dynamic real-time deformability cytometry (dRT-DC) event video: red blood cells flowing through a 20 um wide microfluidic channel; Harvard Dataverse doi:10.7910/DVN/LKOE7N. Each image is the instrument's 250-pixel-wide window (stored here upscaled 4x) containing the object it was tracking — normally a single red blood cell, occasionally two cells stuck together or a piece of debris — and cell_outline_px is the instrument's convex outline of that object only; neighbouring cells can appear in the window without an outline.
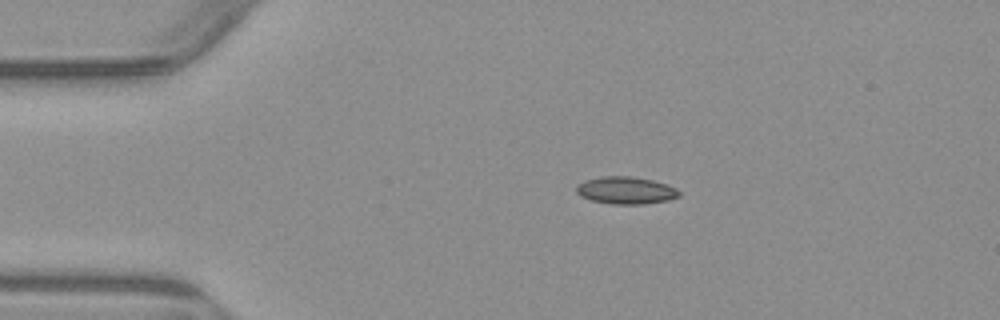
{"species": "common noctule bat (a hibernating species)", "species_latin": "Nyctalus noctula", "temperature_condition": "warm", "stored_images_in_passage": 5, "camera_frame_rate_fps": 3000, "um_per_image_px": 0.085, "animal": {"sex": "male", "body_mass_g": 23.1, "forearm_length_mm": 52.7}, "frame": {"image": 1, "passage_image": 2, "time_ms": 1.0, "image_size_px": [1000, 320], "cell_outline_px": [[680, 196], [668, 200], [644, 204], [612, 204], [592, 200], [580, 196], [576, 192], [576, 184], [584, 180], [604, 176], [632, 176], [652, 180], [668, 184], [676, 188], [680, 192]], "centroid_in_image_um": [53.19, 16.17], "position_along_channel_um": 31.8, "area_um2": 16.47}}
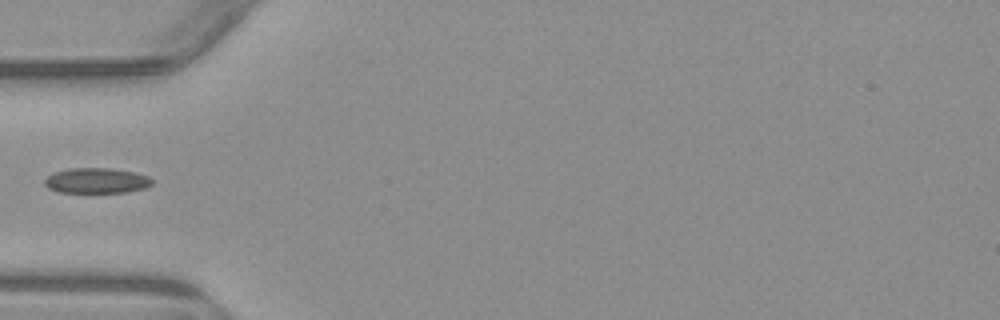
{"frame": {"image": 2, "passage_image": 4, "time_ms": 3.333, "image_size_px": [1000, 320], "cell_outline_px": [[152, 184], [144, 188], [124, 192], [60, 192], [48, 188], [44, 184], [44, 180], [52, 172], [68, 168], [112, 168], [132, 172], [148, 176], [152, 180]], "centroid_in_image_um": [8.16, 15.34], "position_along_channel_um": 76.8, "area_um2": 15.78}}
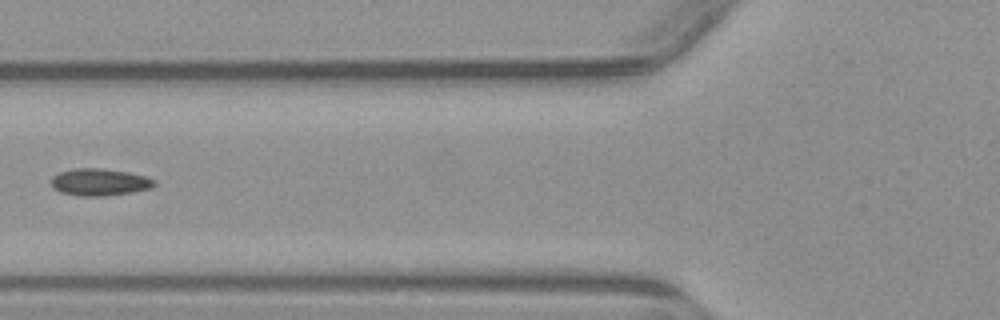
{"frame": {"image": 3, "passage_image": 5, "time_ms": 4.333, "image_size_px": [1000, 320], "cell_outline_px": [[156, 184], [148, 188], [128, 192], [100, 196], [84, 196], [60, 192], [52, 188], [52, 176], [60, 172], [76, 168], [100, 168], [128, 172], [144, 176], [156, 180]], "centroid_in_image_um": [8.42, 15.47], "position_along_channel_um": 117.4, "area_um2": 15.95}}